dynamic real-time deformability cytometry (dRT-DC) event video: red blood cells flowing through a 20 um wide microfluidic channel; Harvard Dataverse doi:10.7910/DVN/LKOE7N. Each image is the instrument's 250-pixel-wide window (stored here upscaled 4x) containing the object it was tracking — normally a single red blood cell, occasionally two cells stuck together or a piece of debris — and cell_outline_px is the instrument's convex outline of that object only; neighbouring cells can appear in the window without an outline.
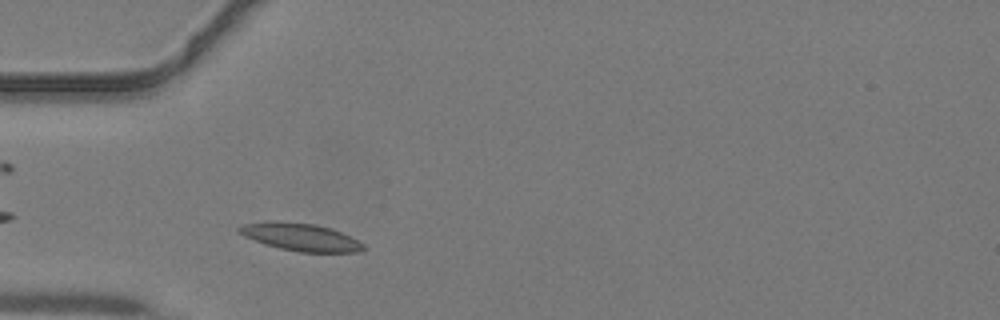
{"species": "common noctule bat (a hibernating species)", "species_latin": "Nyctalus noctula", "temperature_condition": "warm", "stored_images_in_passage": 32, "camera_frame_rate_fps": 3000, "um_per_image_px": 0.085, "animal": {"sex": "male", "body_mass_g": 19.2, "forearm_length_mm": 51.8}, "frame": {"image": 1, "passage_image": 3, "time_ms": 0.667, "image_size_px": [1000, 320], "cell_outline_px": [[368, 248], [364, 252], [300, 252], [280, 248], [244, 236], [236, 232], [236, 228], [240, 224], [268, 220], [280, 220], [316, 224], [332, 228], [364, 244]], "centroid_in_image_um": [25.53, 20.12], "position_along_channel_um": 59.5, "area_um2": 20.29}}
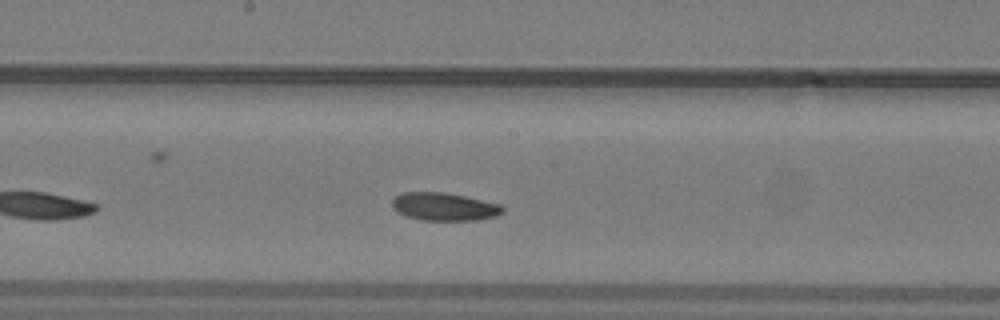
{"frame": {"image": 2, "passage_image": 13, "time_ms": 4.0, "image_size_px": [1000, 320], "cell_outline_px": [[504, 212], [496, 216], [476, 220], [420, 220], [396, 212], [392, 208], [392, 200], [400, 192], [444, 192], [464, 196], [500, 204], [504, 208]], "centroid_in_image_um": [37.73, 17.56], "position_along_channel_um": 210.5, "area_um2": 18.03}}
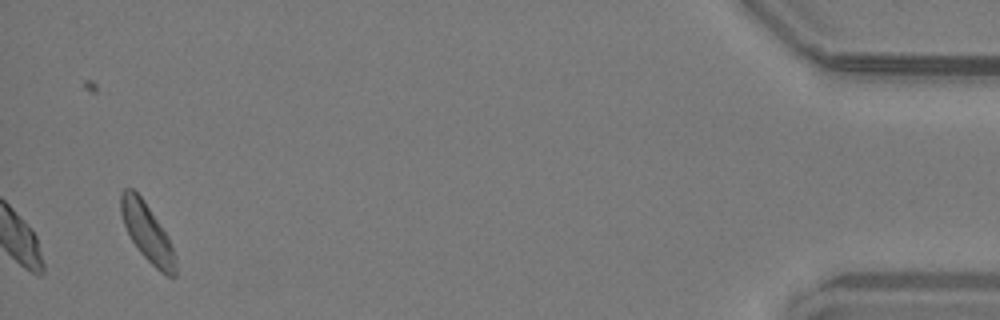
{"frame": {"image": 3, "passage_image": 32, "time_ms": 10.333, "image_size_px": [1000, 320], "cell_outline_px": [[176, 276], [168, 276], [160, 272], [140, 252], [132, 240], [124, 224], [120, 212], [120, 192], [124, 188], [132, 188], [140, 196], [168, 236], [176, 256]], "centroid_in_image_um": [12.51, 19.77], "position_along_channel_um": 422.7, "area_um2": 18.21}}